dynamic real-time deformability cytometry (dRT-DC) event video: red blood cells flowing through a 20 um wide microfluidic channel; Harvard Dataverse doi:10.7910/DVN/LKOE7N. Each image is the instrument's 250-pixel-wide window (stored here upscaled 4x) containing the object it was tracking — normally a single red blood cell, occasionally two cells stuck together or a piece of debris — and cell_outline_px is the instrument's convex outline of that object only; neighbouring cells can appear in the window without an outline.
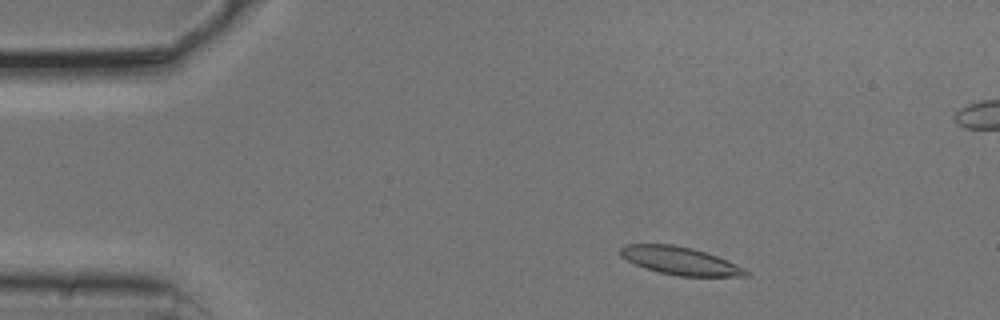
{"species": "common noctule bat (a hibernating species)", "species_latin": "Nyctalus noctula", "temperature_condition": "cold", "stored_images_in_passage": 23, "camera_frame_rate_fps": 3000, "um_per_image_px": 0.085, "animal": {"sex": "male", "body_mass_g": 20.5, "forearm_length_mm": 52.5}, "frame": {"image": 1, "passage_image": 5, "time_ms": 1.333, "image_size_px": [1000, 320], "cell_outline_px": [[752, 276], [680, 276], [660, 272], [644, 268], [620, 256], [620, 248], [624, 244], [672, 244], [692, 248], [716, 256], [744, 268], [752, 272]], "centroid_in_image_um": [57.81, 22.17], "position_along_channel_um": 27.2, "area_um2": 20.23}}
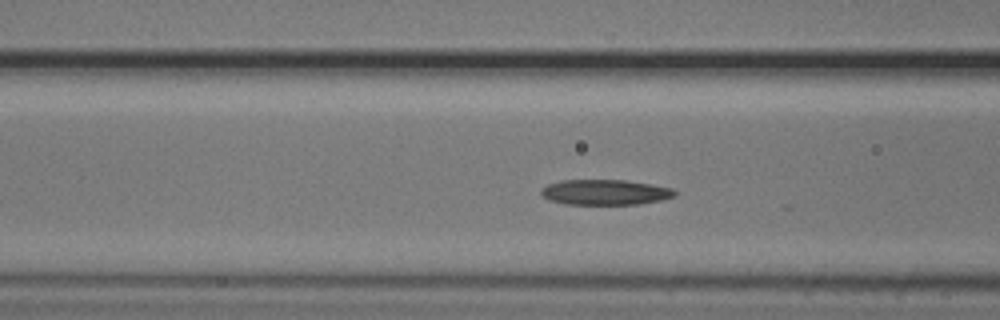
{"frame": {"image": 2, "passage_image": 17, "time_ms": 5.333, "image_size_px": [1000, 320], "cell_outline_px": [[676, 196], [660, 200], [636, 204], [564, 204], [548, 200], [540, 192], [548, 184], [560, 180], [624, 180], [652, 184], [672, 188], [676, 192]], "centroid_in_image_um": [51.44, 16.34], "position_along_channel_um": 115.2, "area_um2": 19.65}}
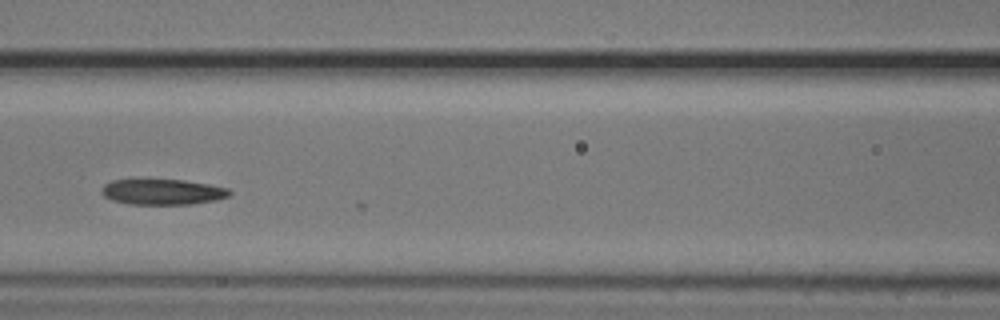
{"frame": {"image": 3, "passage_image": 20, "time_ms": 6.333, "image_size_px": [1000, 320], "cell_outline_px": [[232, 192], [228, 196], [216, 200], [192, 204], [128, 204], [112, 200], [104, 196], [100, 192], [100, 188], [104, 184], [112, 180], [148, 176], [184, 180], [208, 184], [228, 188]], "centroid_in_image_um": [13.73, 16.25], "position_along_channel_um": 152.9, "area_um2": 20.11}}